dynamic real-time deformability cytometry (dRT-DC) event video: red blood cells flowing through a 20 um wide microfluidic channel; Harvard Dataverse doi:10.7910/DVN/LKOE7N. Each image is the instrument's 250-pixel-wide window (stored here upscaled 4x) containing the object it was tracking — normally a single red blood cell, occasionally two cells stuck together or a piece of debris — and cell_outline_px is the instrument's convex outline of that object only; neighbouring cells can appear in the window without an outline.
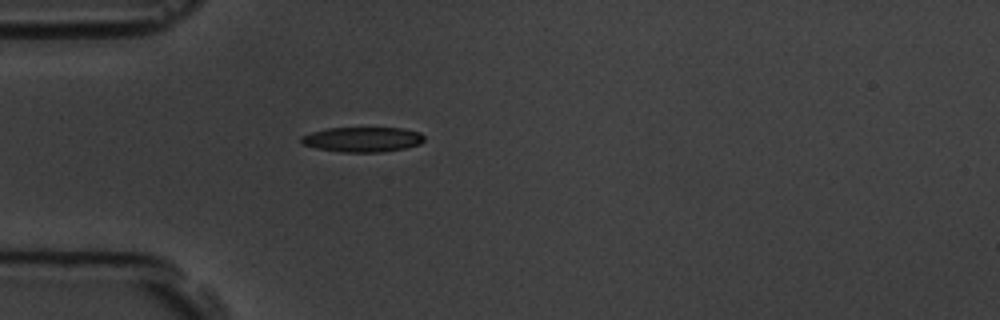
{"species": "common noctule bat (a hibernating species)", "species_latin": "Nyctalus noctula", "temperature_condition": "room temperature", "stored_images_in_passage": 1, "camera_frame_rate_fps": 3000, "um_per_image_px": 0.085, "animal": {"sex": "male", "body_mass_g": 19.5, "forearm_length_mm": 54.6}, "frame": {"image": 1, "passage_image": 1, "time_ms": 0.0, "image_size_px": [1000, 320], "cell_outline_px": [[424, 140], [420, 144], [404, 148], [384, 152], [340, 152], [316, 148], [304, 144], [300, 140], [300, 136], [312, 132], [328, 128], [400, 128], [420, 132], [424, 136]], "centroid_in_image_um": [30.82, 11.85], "position_along_channel_um": 54.2, "area_um2": 17.86}}